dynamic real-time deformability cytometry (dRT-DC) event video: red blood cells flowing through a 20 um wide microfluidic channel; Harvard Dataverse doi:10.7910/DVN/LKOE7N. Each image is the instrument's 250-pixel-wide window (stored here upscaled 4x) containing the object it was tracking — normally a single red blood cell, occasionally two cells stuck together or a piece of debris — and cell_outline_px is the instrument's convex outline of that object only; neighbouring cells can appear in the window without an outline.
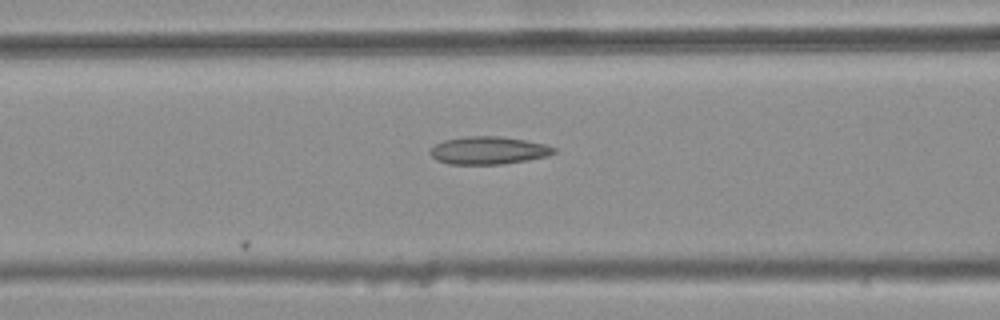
{"species": "common noctule bat (a hibernating species)", "species_latin": "Nyctalus noctula", "temperature_condition": "warm", "stored_images_in_passage": 6, "camera_frame_rate_fps": 3000, "um_per_image_px": 0.085, "animal": {"sex": "female", "body_mass_g": 25.1}, "frame": {"image": 1, "passage_image": 6, "time_ms": 1.667, "image_size_px": [1000, 320], "cell_outline_px": [[556, 152], [548, 156], [528, 160], [504, 164], [448, 164], [436, 160], [428, 152], [436, 144], [444, 140], [468, 136], [500, 136], [524, 140], [544, 144], [556, 148]], "centroid_in_image_um": [41.52, 12.79], "position_along_channel_um": 125.1, "area_um2": 20.0}}